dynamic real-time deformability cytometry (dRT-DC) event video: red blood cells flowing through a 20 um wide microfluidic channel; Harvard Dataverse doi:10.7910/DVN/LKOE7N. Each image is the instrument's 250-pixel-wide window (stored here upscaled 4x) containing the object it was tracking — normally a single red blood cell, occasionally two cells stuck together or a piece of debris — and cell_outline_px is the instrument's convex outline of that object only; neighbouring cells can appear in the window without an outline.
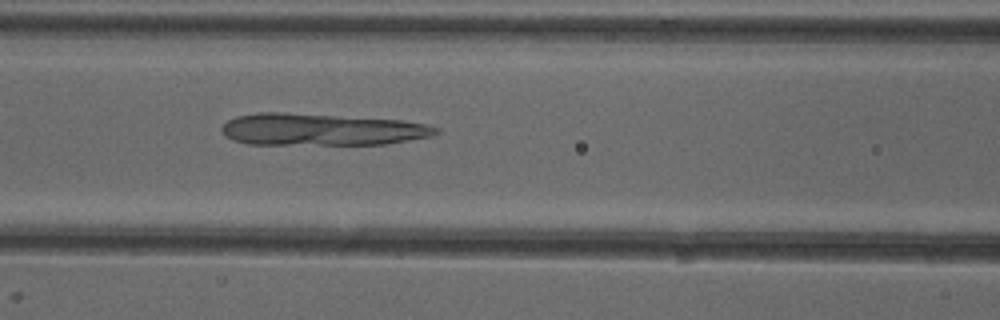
{"species": "common noctule bat (a hibernating species)", "species_latin": "Nyctalus noctula", "temperature_condition": "cold", "stored_images_in_passage": 46, "camera_frame_rate_fps": 3000, "um_per_image_px": 0.085, "animal": {"sex": "female"}, "frame": {"image": 1, "passage_image": 17, "time_ms": 5.333, "image_size_px": [1000, 320], "cell_outline_px": [[440, 132], [432, 136], [388, 144], [248, 144], [232, 140], [224, 136], [220, 132], [220, 128], [228, 120], [236, 116], [260, 112], [284, 112], [400, 120], [424, 124], [440, 128]], "centroid_in_image_um": [27.28, 11.01], "position_along_channel_um": 139.3, "area_um2": 40.06}}
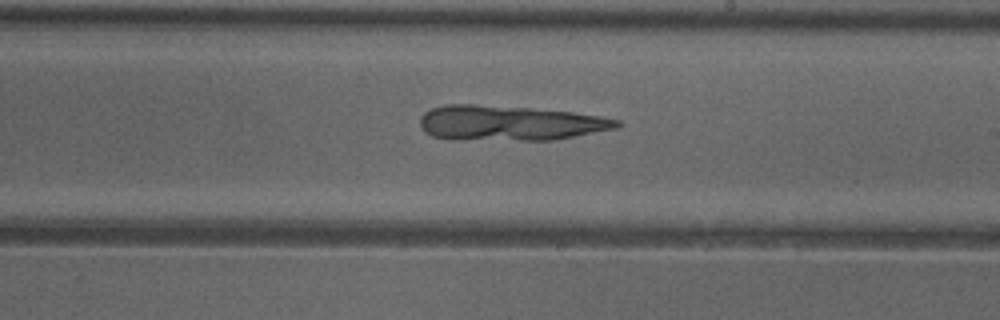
{"frame": {"image": 2, "passage_image": 25, "time_ms": 8.0, "image_size_px": [1000, 320], "cell_outline_px": [[624, 124], [616, 128], [552, 140], [452, 140], [432, 136], [424, 132], [420, 128], [420, 116], [424, 112], [432, 108], [444, 104], [472, 104], [528, 108], [572, 112], [600, 116], [620, 120]], "centroid_in_image_um": [43.26, 10.47], "position_along_channel_um": 245.7, "area_um2": 40.46}}
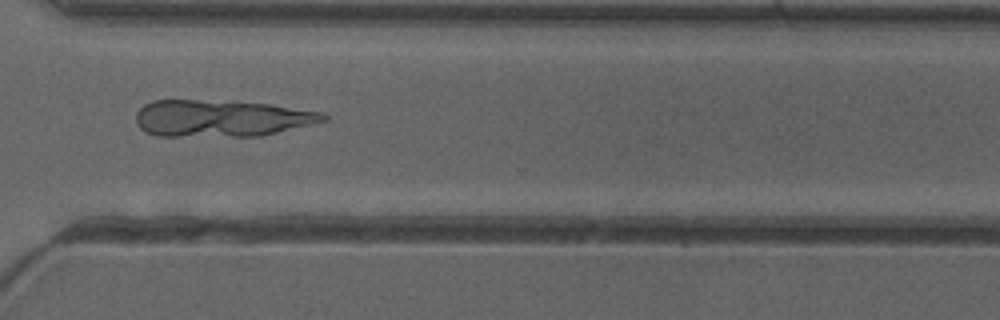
{"frame": {"image": 3, "passage_image": 33, "time_ms": 10.667, "image_size_px": [1000, 320], "cell_outline_px": [[328, 120], [260, 136], [156, 136], [140, 128], [136, 124], [136, 112], [144, 104], [152, 100], [196, 100], [268, 104], [320, 112], [328, 116]], "centroid_in_image_um": [18.75, 10.06], "position_along_channel_um": 351.9, "area_um2": 39.82}}